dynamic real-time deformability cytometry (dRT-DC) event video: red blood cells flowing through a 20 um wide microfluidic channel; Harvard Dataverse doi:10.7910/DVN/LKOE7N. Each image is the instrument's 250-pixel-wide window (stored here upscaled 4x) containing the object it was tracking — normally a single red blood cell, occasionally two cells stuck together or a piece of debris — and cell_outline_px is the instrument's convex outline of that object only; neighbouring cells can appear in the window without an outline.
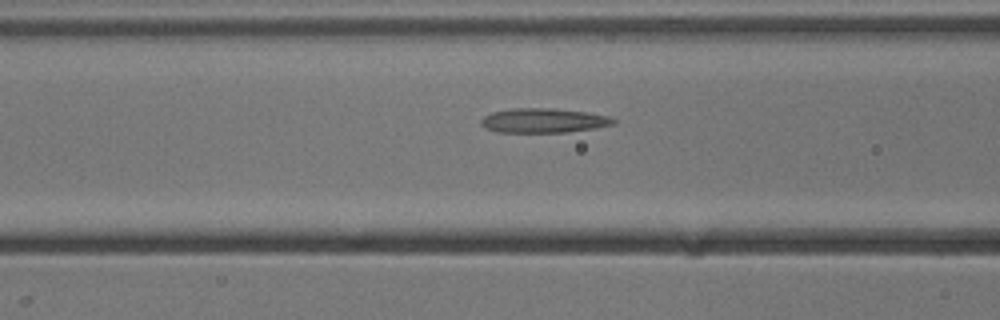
{"species": "common noctule bat (a hibernating species)", "species_latin": "Nyctalus noctula", "temperature_condition": "cold", "stored_images_in_passage": 13, "camera_frame_rate_fps": 3000, "um_per_image_px": 0.085, "animal": {"sex": "male", "body_mass_g": 13.3}, "frame": {"image": 1, "passage_image": 11, "time_ms": 3.333, "image_size_px": [1000, 320], "cell_outline_px": [[616, 124], [596, 128], [568, 132], [496, 132], [484, 128], [480, 124], [480, 120], [484, 116], [492, 112], [512, 108], [556, 108], [584, 112], [608, 116], [616, 120]], "centroid_in_image_um": [46.18, 10.25], "position_along_channel_um": 120.4, "area_um2": 19.02}}